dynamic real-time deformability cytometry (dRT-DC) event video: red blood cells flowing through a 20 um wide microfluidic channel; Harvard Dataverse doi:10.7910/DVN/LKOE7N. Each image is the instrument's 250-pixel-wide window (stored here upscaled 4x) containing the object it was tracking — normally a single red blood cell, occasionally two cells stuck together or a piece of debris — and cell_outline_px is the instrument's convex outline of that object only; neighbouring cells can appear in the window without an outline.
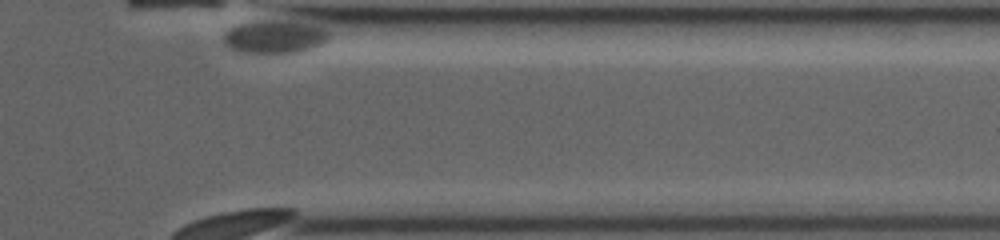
{"species": "common noctule bat (a hibernating species)", "species_latin": "Nyctalus noctula", "temperature_condition": "room temperature", "stored_images_in_passage": 47, "segment_of_instrument_passage": [2, 2], "camera_frame_rate_fps": 3000, "um_per_image_px": 0.085, "animal": {"sex": "female", "body_mass_g": 19.0, "forearm_length_mm": 53.3}, "frame": {"image": 1, "passage_image": 47, "time_ms": 16.333, "image_size_px": [1000, 240], "cell_outline_px": [[328, 40], [324, 44], [316, 48], [304, 52], [244, 52], [228, 48], [224, 44], [224, 32], [228, 28], [236, 24], [300, 24], [320, 28], [328, 32]], "centroid_in_image_um": [23.32, 3.22], "position_along_channel_um": 388.1, "area_um2": 18.9}}